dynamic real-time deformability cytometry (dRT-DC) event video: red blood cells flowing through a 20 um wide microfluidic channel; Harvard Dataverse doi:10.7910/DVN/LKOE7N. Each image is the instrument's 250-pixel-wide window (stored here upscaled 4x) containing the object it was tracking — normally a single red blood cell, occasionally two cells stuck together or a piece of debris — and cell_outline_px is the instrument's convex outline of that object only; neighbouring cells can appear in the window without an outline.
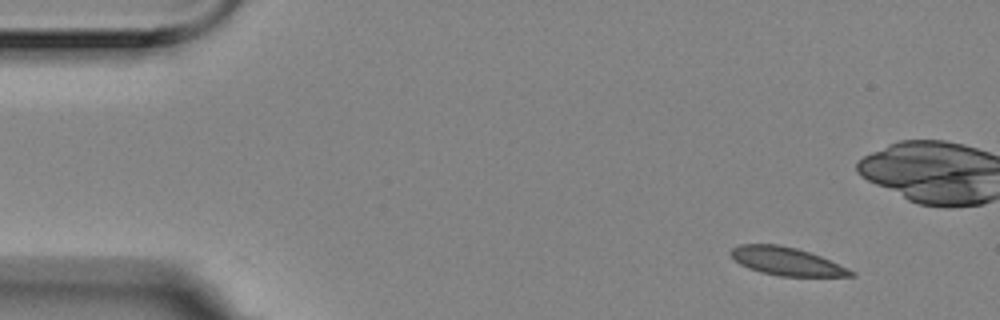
{"species": "Egyptian fruit bat (a non-hibernating species)", "species_latin": "Rousettus aegyptiacus", "temperature_condition": "room temperature", "stored_images_in_passage": 5, "camera_frame_rate_fps": 3000, "um_per_image_px": 0.085, "animal": {"sex": "female"}, "frame": {"image": 1, "passage_image": 1, "time_ms": 0.0, "image_size_px": [1000, 320], "cell_outline_px": [[856, 276], [780, 276], [760, 272], [748, 268], [740, 264], [728, 252], [732, 248], [740, 244], [776, 244], [796, 248], [820, 256], [848, 268], [856, 272]], "centroid_in_image_um": [66.85, 22.21], "position_along_channel_um": 18.2, "area_um2": 19.54}}